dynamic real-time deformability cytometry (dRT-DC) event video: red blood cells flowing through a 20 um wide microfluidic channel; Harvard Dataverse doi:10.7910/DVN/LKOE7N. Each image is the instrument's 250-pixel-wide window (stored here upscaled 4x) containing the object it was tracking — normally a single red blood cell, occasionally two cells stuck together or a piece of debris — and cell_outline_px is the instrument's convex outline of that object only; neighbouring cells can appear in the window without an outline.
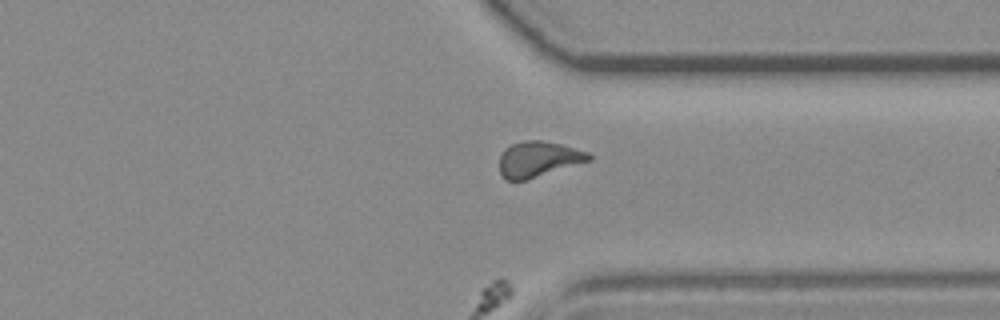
{"species": "common noctule bat (a hibernating species)", "species_latin": "Nyctalus noctula", "temperature_condition": "room temperature", "stored_images_in_passage": 54, "segment_of_instrument_passage": [2, 2], "camera_frame_rate_fps": 3000, "um_per_image_px": 0.085, "animal": {"sex": "female", "body_mass_g": 19.3, "forearm_length_mm": 54.1}, "frame": {"image": 1, "passage_image": 41, "time_ms": 13.333, "image_size_px": [1000, 320], "cell_outline_px": [[592, 160], [528, 180], [504, 180], [500, 176], [500, 156], [504, 148], [512, 144], [524, 140], [540, 140], [560, 144], [588, 152], [592, 156]], "centroid_in_image_um": [45.74, 13.54], "position_along_channel_um": 365.7, "area_um2": 18.73}}
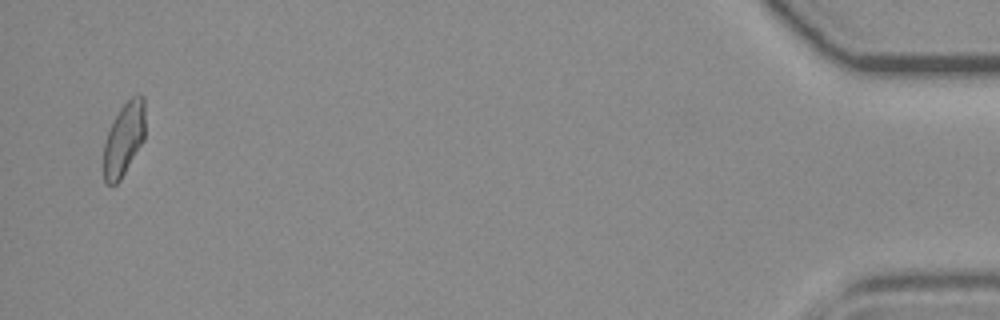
{"frame": {"image": 2, "passage_image": 53, "time_ms": 17.333, "image_size_px": [1000, 320], "cell_outline_px": [[144, 140], [120, 180], [116, 184], [108, 184], [104, 180], [104, 144], [108, 132], [120, 108], [132, 96], [140, 92], [144, 96]], "centroid_in_image_um": [10.55, 11.8], "position_along_channel_um": 424.7, "area_um2": 17.51}}